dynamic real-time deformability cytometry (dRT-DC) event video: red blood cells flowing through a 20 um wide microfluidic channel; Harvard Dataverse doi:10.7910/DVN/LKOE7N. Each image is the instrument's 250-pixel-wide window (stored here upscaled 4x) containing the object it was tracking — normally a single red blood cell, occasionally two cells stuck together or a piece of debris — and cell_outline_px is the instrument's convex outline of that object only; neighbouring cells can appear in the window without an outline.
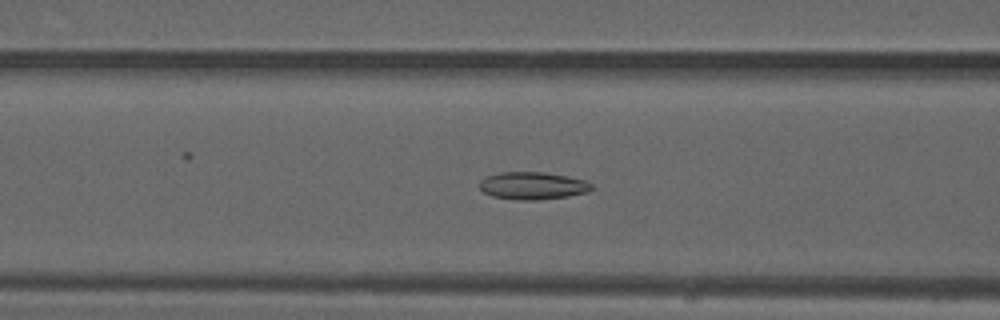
{"species": "common noctule bat (a hibernating species)", "species_latin": "Nyctalus noctula", "temperature_condition": "warm", "stored_images_in_passage": 50, "camera_frame_rate_fps": 3000, "um_per_image_px": 0.085, "animal": {"sex": "male", "forearm_length_mm": 52.5}, "frame": {"image": 1, "passage_image": 20, "time_ms": 6.333, "image_size_px": [1000, 320], "cell_outline_px": [[592, 188], [588, 192], [568, 196], [540, 200], [516, 200], [492, 196], [484, 192], [480, 188], [480, 180], [484, 176], [500, 172], [544, 172], [568, 176], [584, 180], [592, 184]], "centroid_in_image_um": [45.26, 15.78], "position_along_channel_um": 121.3, "area_um2": 18.09}}
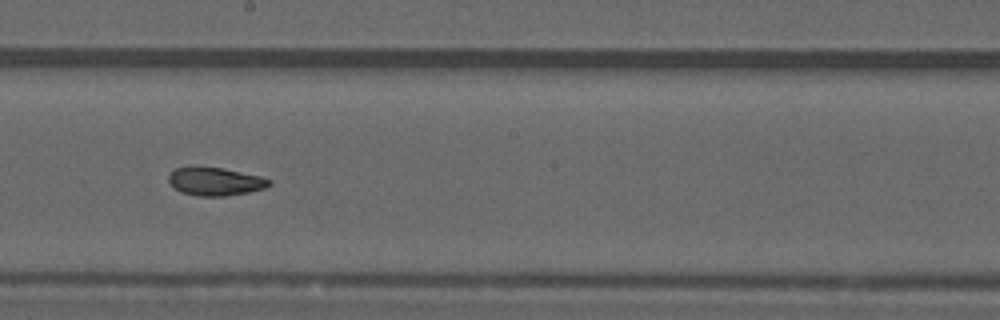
{"frame": {"image": 2, "passage_image": 28, "time_ms": 9.0, "image_size_px": [1000, 320], "cell_outline_px": [[272, 184], [264, 188], [248, 192], [224, 196], [200, 196], [180, 192], [168, 180], [168, 176], [176, 168], [192, 164], [196, 164], [224, 168], [260, 176], [272, 180]], "centroid_in_image_um": [18.27, 15.38], "position_along_channel_um": 229.9, "area_um2": 16.88}}
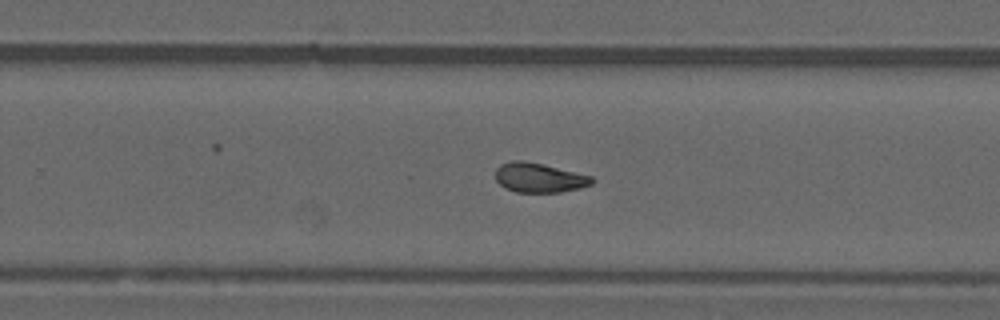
{"frame": {"image": 3, "passage_image": 32, "time_ms": 10.333, "image_size_px": [1000, 320], "cell_outline_px": [[592, 184], [580, 188], [560, 192], [516, 192], [504, 188], [496, 180], [496, 168], [500, 164], [512, 160], [524, 160], [544, 164], [592, 176]], "centroid_in_image_um": [45.8, 15.09], "position_along_channel_um": 284.0, "area_um2": 16.65}, "authors_computed_cell_mechanics": {"area_um2": 17.2533, "velocity_mm_per_s": 4.0803, "shape_relaxation_time_tau1_ms": null, "shape_relaxation_time_tau2_ms": 2.4262, "deformation_change_tau1": null, "deformation_change_tau2": 0.0713}}